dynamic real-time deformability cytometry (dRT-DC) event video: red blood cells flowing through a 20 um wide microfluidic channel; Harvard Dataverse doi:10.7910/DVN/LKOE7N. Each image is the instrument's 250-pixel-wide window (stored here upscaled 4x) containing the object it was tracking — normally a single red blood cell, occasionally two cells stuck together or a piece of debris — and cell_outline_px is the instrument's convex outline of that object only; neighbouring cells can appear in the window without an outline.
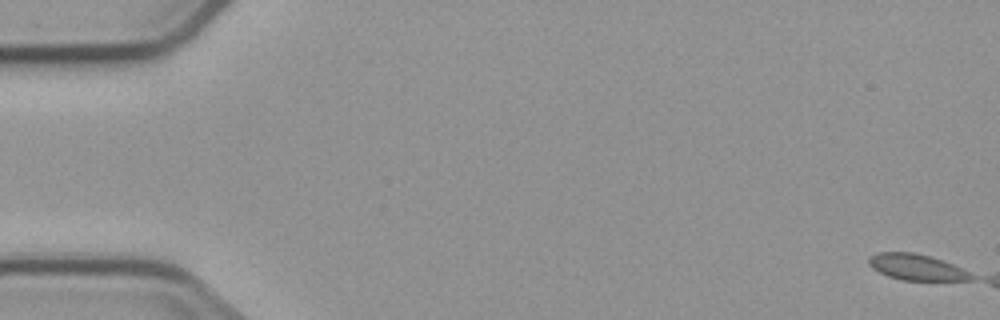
{"species": "common noctule bat (a hibernating species)", "species_latin": "Nyctalus noctula", "temperature_condition": "cold", "stored_images_in_passage": 3, "camera_frame_rate_fps": 3000, "um_per_image_px": 0.085, "animal": {"sex": "male", "body_mass_g": 23.1, "forearm_length_mm": 52.7}, "frame": {"image": 1, "passage_image": 1, "time_ms": 0.0, "image_size_px": [1000, 320], "cell_outline_px": [[976, 280], [900, 280], [888, 276], [872, 268], [868, 264], [868, 256], [880, 252], [912, 252], [928, 256], [952, 264], [976, 276]], "centroid_in_image_um": [77.88, 22.72], "position_along_channel_um": 7.1, "area_um2": 15.43}}